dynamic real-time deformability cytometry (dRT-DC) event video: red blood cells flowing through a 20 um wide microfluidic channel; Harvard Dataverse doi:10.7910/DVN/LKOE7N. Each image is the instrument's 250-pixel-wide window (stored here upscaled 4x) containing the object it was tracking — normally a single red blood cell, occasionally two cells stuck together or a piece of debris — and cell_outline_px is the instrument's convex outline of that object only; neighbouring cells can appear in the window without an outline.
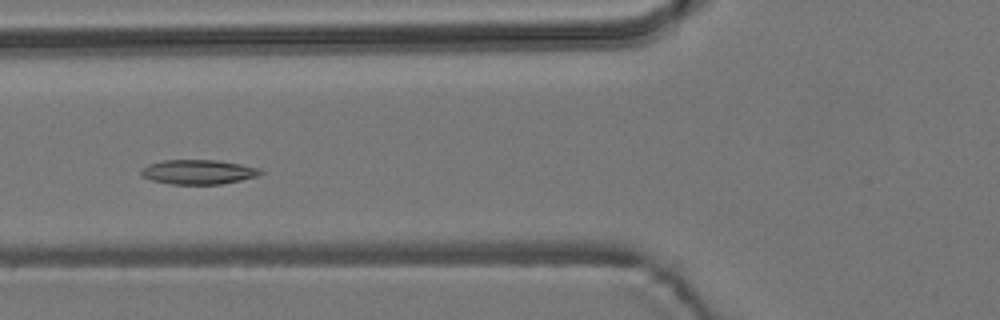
{"species": "common noctule bat (a hibernating species)", "species_latin": "Nyctalus noctula", "temperature_condition": "room temperature", "stored_images_in_passage": 7, "camera_frame_rate_fps": 3000, "um_per_image_px": 0.085, "animal": {"sex": "male", "body_mass_g": 19.2, "forearm_length_mm": 51.8}, "frame": {"image": 1, "passage_image": 5, "time_ms": 5.333, "image_size_px": [1000, 320], "cell_outline_px": [[264, 172], [260, 176], [220, 184], [172, 184], [152, 180], [140, 176], [140, 168], [148, 164], [164, 160], [216, 160], [240, 164], [260, 168]], "centroid_in_image_um": [16.84, 14.61], "position_along_channel_um": 109.0, "area_um2": 17.17}}
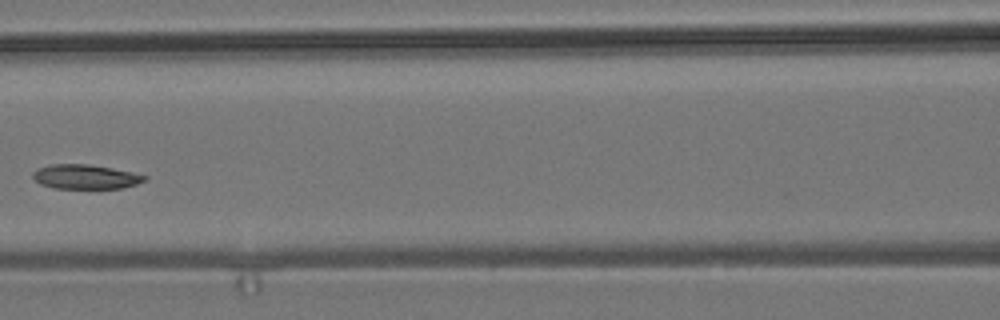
{"frame": {"image": 2, "passage_image": 6, "time_ms": 6.667, "image_size_px": [1000, 320], "cell_outline_px": [[148, 180], [124, 188], [56, 188], [40, 184], [32, 176], [32, 172], [36, 168], [52, 164], [88, 164], [112, 168], [132, 172], [148, 176]], "centroid_in_image_um": [7.28, 15.02], "position_along_channel_um": 159.3, "area_um2": 15.95}}
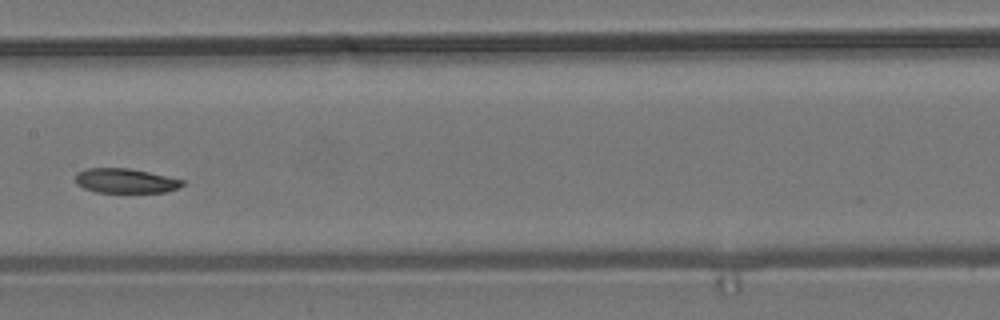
{"frame": {"image": 3, "passage_image": 7, "time_ms": 7.667, "image_size_px": [1000, 320], "cell_outline_px": [[184, 184], [176, 188], [164, 192], [96, 192], [84, 188], [76, 184], [76, 172], [84, 168], [128, 168], [148, 172], [184, 180]], "centroid_in_image_um": [10.61, 15.36], "position_along_channel_um": 196.8, "area_um2": 15.2}}